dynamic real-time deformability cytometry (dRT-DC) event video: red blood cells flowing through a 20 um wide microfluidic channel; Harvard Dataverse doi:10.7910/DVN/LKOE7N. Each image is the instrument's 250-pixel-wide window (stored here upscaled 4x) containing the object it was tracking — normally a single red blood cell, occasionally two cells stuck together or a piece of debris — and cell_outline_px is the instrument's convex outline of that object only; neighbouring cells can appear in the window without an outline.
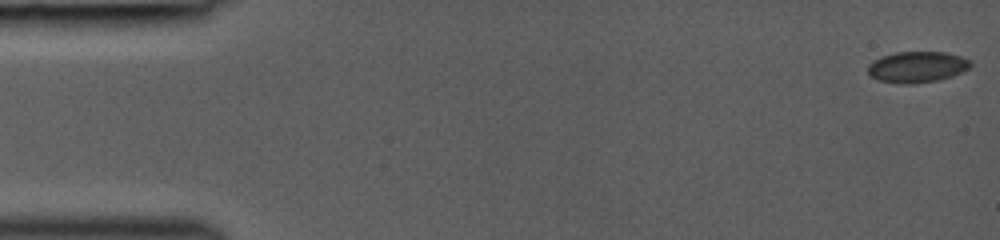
{"species": "common noctule bat (a hibernating species)", "species_latin": "Nyctalus noctula", "temperature_condition": "room temperature", "stored_images_in_passage": 44, "camera_frame_rate_fps": 3000, "um_per_image_px": 0.085, "animal": {"sex": "female", "body_mass_g": 19.0, "forearm_length_mm": 53.3}, "frame": {"image": 1, "passage_image": 1, "time_ms": 0.0, "image_size_px": [1000, 240], "cell_outline_px": [[972, 64], [968, 68], [952, 76], [936, 80], [912, 84], [900, 84], [876, 80], [868, 72], [868, 64], [880, 56], [896, 52], [944, 52], [960, 56], [972, 60]], "centroid_in_image_um": [77.93, 5.69], "position_along_channel_um": 7.1, "area_um2": 18.61}}
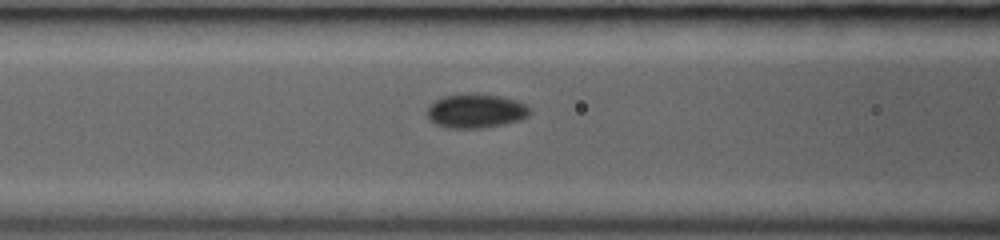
{"frame": {"image": 2, "passage_image": 19, "time_ms": 6.0, "image_size_px": [1000, 240], "cell_outline_px": [[532, 112], [528, 116], [520, 120], [504, 124], [480, 128], [448, 128], [436, 124], [428, 120], [424, 112], [428, 104], [444, 96], [500, 96], [516, 100], [532, 108]], "centroid_in_image_um": [40.42, 9.48], "position_along_channel_um": 126.2, "area_um2": 20.11}}
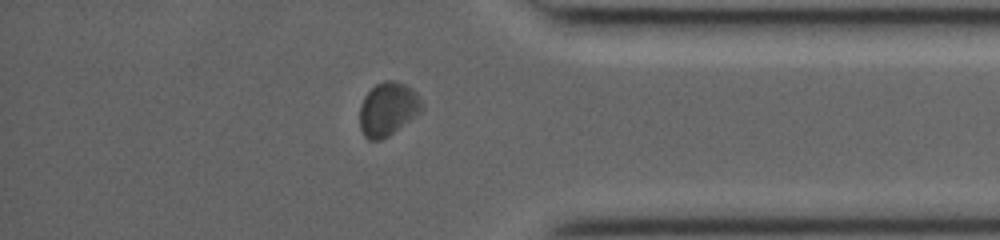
{"frame": {"image": 3, "passage_image": 38, "time_ms": 12.333, "image_size_px": [1000, 240], "cell_outline_px": [[424, 108], [416, 116], [388, 136], [380, 140], [368, 140], [364, 136], [360, 128], [360, 104], [364, 96], [376, 84], [384, 80], [396, 80], [412, 88], [416, 92], [424, 104]], "centroid_in_image_um": [32.98, 9.26], "position_along_channel_um": 402.2, "area_um2": 19.54}}